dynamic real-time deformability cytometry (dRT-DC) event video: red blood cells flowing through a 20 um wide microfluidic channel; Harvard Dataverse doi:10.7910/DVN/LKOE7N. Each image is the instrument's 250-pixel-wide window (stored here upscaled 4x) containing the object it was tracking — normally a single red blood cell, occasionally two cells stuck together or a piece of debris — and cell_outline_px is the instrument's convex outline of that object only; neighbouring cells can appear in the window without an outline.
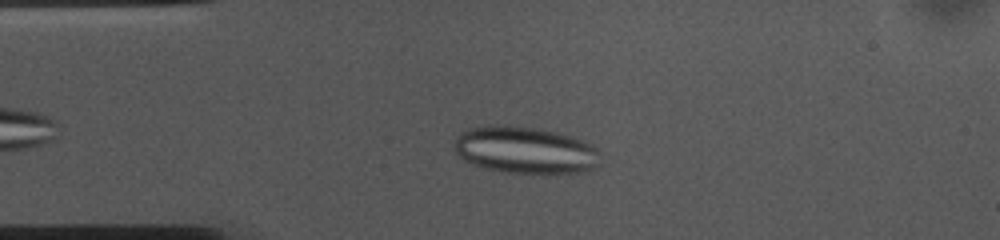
{"species": "common noctule bat (a hibernating species)", "species_latin": "Nyctalus noctula", "temperature_condition": "cold", "stored_images_in_passage": 44, "camera_frame_rate_fps": 3000, "um_per_image_px": 0.085, "animal": {"sex": "female", "body_mass_g": 10.0, "forearm_length_mm": 53.1}, "frame": {"image": 1, "passage_image": 9, "time_ms": 2.667, "image_size_px": [1000, 240], "cell_outline_px": [[600, 164], [588, 172], [504, 172], [484, 168], [464, 160], [456, 152], [456, 140], [468, 128], [488, 124], [508, 124], [540, 128], [556, 132], [584, 140], [592, 144], [596, 148]], "centroid_in_image_um": [44.66, 12.73], "position_along_channel_um": 40.3, "area_um2": 39.88}}
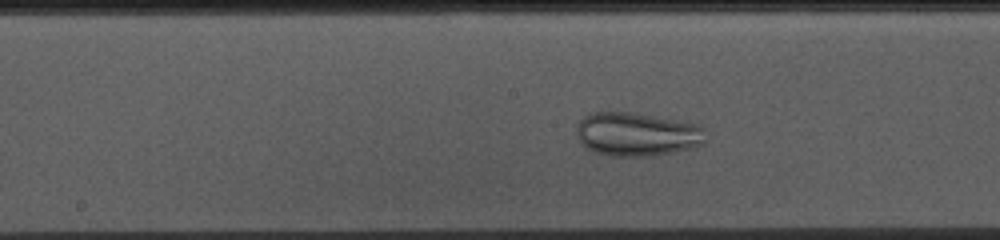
{"frame": {"image": 2, "passage_image": 23, "time_ms": 7.333, "image_size_px": [1000, 240], "cell_outline_px": [[708, 140], [704, 144], [692, 148], [652, 156], [612, 156], [592, 152], [584, 148], [576, 136], [576, 124], [584, 116], [592, 112], [632, 112], [676, 120], [696, 124], [704, 128]], "centroid_in_image_um": [54.12, 11.42], "position_along_channel_um": 194.1, "area_um2": 33.35}}
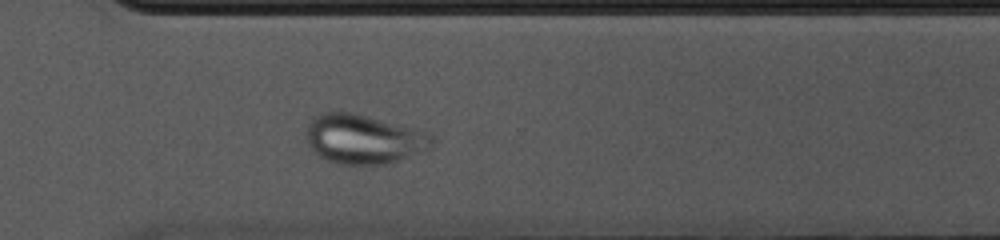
{"frame": {"image": 3, "passage_image": 35, "time_ms": 11.333, "image_size_px": [1000, 240], "cell_outline_px": [[436, 144], [428, 152], [384, 164], [340, 164], [328, 160], [320, 156], [308, 144], [308, 124], [312, 116], [320, 112], [352, 112], [432, 132], [436, 136]], "centroid_in_image_um": [31.04, 11.81], "position_along_channel_um": 339.6, "area_um2": 36.76}}